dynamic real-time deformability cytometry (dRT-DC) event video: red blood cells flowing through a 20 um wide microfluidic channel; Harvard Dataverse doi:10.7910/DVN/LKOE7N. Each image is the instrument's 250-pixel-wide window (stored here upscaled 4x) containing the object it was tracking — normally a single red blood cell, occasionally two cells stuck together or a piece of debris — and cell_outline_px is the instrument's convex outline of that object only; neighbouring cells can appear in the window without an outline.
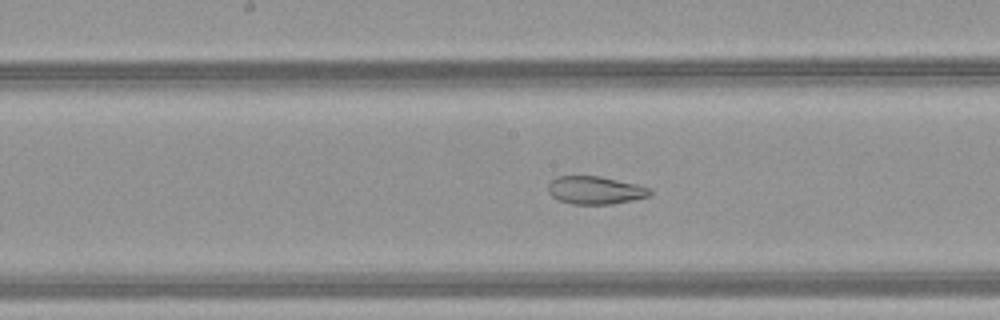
{"species": "common noctule bat (a hibernating species)", "species_latin": "Nyctalus noctula", "temperature_condition": "warm", "stored_images_in_passage": 51, "camera_frame_rate_fps": 3000, "um_per_image_px": 0.085, "animal": {"sex": "female", "body_mass_g": 21.9}, "frame": {"image": 1, "passage_image": 27, "time_ms": 8.667, "image_size_px": [1000, 320], "cell_outline_px": [[652, 196], [612, 204], [572, 204], [560, 200], [552, 196], [548, 192], [548, 184], [556, 176], [600, 176], [636, 184], [652, 188]], "centroid_in_image_um": [50.62, 16.17], "position_along_channel_um": 197.6, "area_um2": 16.65}}
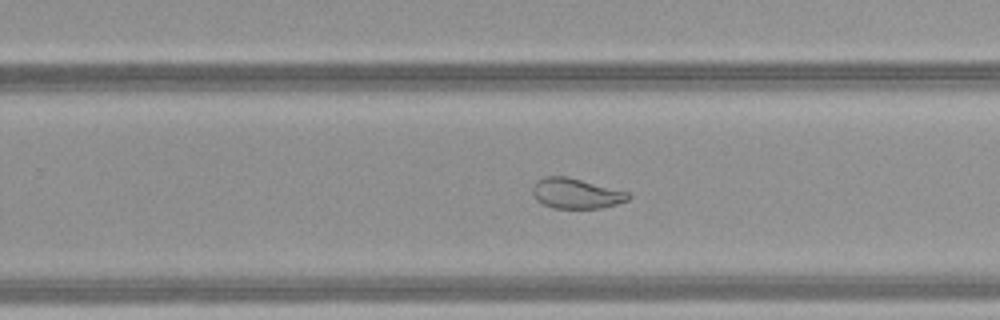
{"frame": {"image": 2, "passage_image": 33, "time_ms": 10.667, "image_size_px": [1000, 320], "cell_outline_px": [[632, 196], [628, 200], [616, 204], [600, 208], [552, 208], [536, 200], [532, 192], [532, 188], [536, 180], [544, 176], [568, 176], [628, 192]], "centroid_in_image_um": [48.94, 16.43], "position_along_channel_um": 280.9, "area_um2": 16.94}}
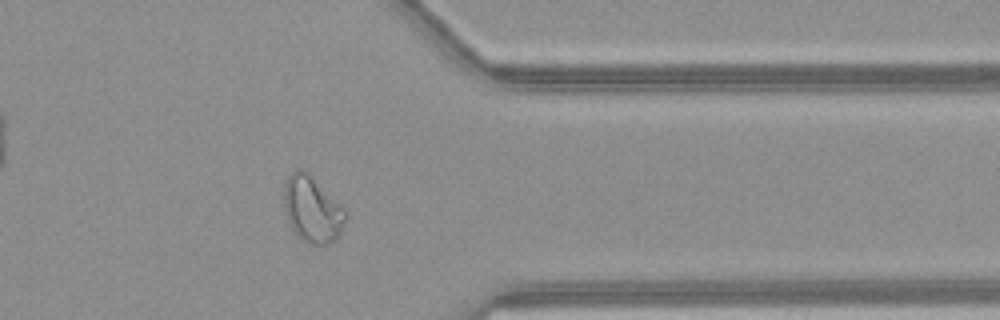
{"frame": {"image": 3, "passage_image": 41, "time_ms": 13.333, "image_size_px": [1000, 320], "cell_outline_px": [[348, 216], [336, 240], [328, 244], [304, 244], [296, 236], [288, 220], [284, 208], [284, 184], [288, 176], [296, 168], [304, 168], [348, 212]], "centroid_in_image_um": [26.53, 17.81], "position_along_channel_um": 384.9, "area_um2": 24.04}, "authors_computed_cell_mechanics": {"area_um2": 25.7788, "velocity_mm_per_s": 4.1855, "shape_relaxation_time_tau1_ms": null, "shape_relaxation_time_tau2_ms": 0.9767, "deformation_change_tau1": null, "deformation_change_tau2": 0.0766}}